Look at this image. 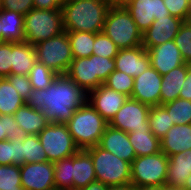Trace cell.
Masks as SVG:
<instances>
[{"label": "cell", "instance_id": "1", "mask_svg": "<svg viewBox=\"0 0 191 190\" xmlns=\"http://www.w3.org/2000/svg\"><path fill=\"white\" fill-rule=\"evenodd\" d=\"M86 101L81 87L66 74H58L46 89H32L26 104L41 110L50 123L66 124Z\"/></svg>", "mask_w": 191, "mask_h": 190}, {"label": "cell", "instance_id": "2", "mask_svg": "<svg viewBox=\"0 0 191 190\" xmlns=\"http://www.w3.org/2000/svg\"><path fill=\"white\" fill-rule=\"evenodd\" d=\"M111 6L105 0H67L61 7L64 31H103Z\"/></svg>", "mask_w": 191, "mask_h": 190}, {"label": "cell", "instance_id": "3", "mask_svg": "<svg viewBox=\"0 0 191 190\" xmlns=\"http://www.w3.org/2000/svg\"><path fill=\"white\" fill-rule=\"evenodd\" d=\"M76 146L88 149L98 145L109 123L86 101L66 123Z\"/></svg>", "mask_w": 191, "mask_h": 190}, {"label": "cell", "instance_id": "4", "mask_svg": "<svg viewBox=\"0 0 191 190\" xmlns=\"http://www.w3.org/2000/svg\"><path fill=\"white\" fill-rule=\"evenodd\" d=\"M91 154L96 181L110 186H120L131 182V164L113 153L95 145L86 149Z\"/></svg>", "mask_w": 191, "mask_h": 190}, {"label": "cell", "instance_id": "5", "mask_svg": "<svg viewBox=\"0 0 191 190\" xmlns=\"http://www.w3.org/2000/svg\"><path fill=\"white\" fill-rule=\"evenodd\" d=\"M103 32L119 49L142 45V32L124 6L109 8Z\"/></svg>", "mask_w": 191, "mask_h": 190}, {"label": "cell", "instance_id": "6", "mask_svg": "<svg viewBox=\"0 0 191 190\" xmlns=\"http://www.w3.org/2000/svg\"><path fill=\"white\" fill-rule=\"evenodd\" d=\"M64 32L62 10L35 9L24 15V36L33 46Z\"/></svg>", "mask_w": 191, "mask_h": 190}, {"label": "cell", "instance_id": "7", "mask_svg": "<svg viewBox=\"0 0 191 190\" xmlns=\"http://www.w3.org/2000/svg\"><path fill=\"white\" fill-rule=\"evenodd\" d=\"M36 60L53 72L66 74L74 59L67 32L34 45Z\"/></svg>", "mask_w": 191, "mask_h": 190}, {"label": "cell", "instance_id": "8", "mask_svg": "<svg viewBox=\"0 0 191 190\" xmlns=\"http://www.w3.org/2000/svg\"><path fill=\"white\" fill-rule=\"evenodd\" d=\"M133 186L165 185L168 157L161 151L153 155L136 157L131 163Z\"/></svg>", "mask_w": 191, "mask_h": 190}, {"label": "cell", "instance_id": "9", "mask_svg": "<svg viewBox=\"0 0 191 190\" xmlns=\"http://www.w3.org/2000/svg\"><path fill=\"white\" fill-rule=\"evenodd\" d=\"M38 138L49 162L71 157L79 150L66 124L49 123L38 134Z\"/></svg>", "mask_w": 191, "mask_h": 190}, {"label": "cell", "instance_id": "10", "mask_svg": "<svg viewBox=\"0 0 191 190\" xmlns=\"http://www.w3.org/2000/svg\"><path fill=\"white\" fill-rule=\"evenodd\" d=\"M150 106L132 98H128L116 115L110 120L113 128L132 133L134 130H150Z\"/></svg>", "mask_w": 191, "mask_h": 190}, {"label": "cell", "instance_id": "11", "mask_svg": "<svg viewBox=\"0 0 191 190\" xmlns=\"http://www.w3.org/2000/svg\"><path fill=\"white\" fill-rule=\"evenodd\" d=\"M20 173L23 190L55 189L53 162L25 163L20 166Z\"/></svg>", "mask_w": 191, "mask_h": 190}, {"label": "cell", "instance_id": "12", "mask_svg": "<svg viewBox=\"0 0 191 190\" xmlns=\"http://www.w3.org/2000/svg\"><path fill=\"white\" fill-rule=\"evenodd\" d=\"M162 75L152 66L134 77L131 98L150 107L160 105Z\"/></svg>", "mask_w": 191, "mask_h": 190}, {"label": "cell", "instance_id": "13", "mask_svg": "<svg viewBox=\"0 0 191 190\" xmlns=\"http://www.w3.org/2000/svg\"><path fill=\"white\" fill-rule=\"evenodd\" d=\"M124 7L142 34L155 19L170 15L163 0H130Z\"/></svg>", "mask_w": 191, "mask_h": 190}, {"label": "cell", "instance_id": "14", "mask_svg": "<svg viewBox=\"0 0 191 190\" xmlns=\"http://www.w3.org/2000/svg\"><path fill=\"white\" fill-rule=\"evenodd\" d=\"M129 97L101 84L87 93L89 104L109 123Z\"/></svg>", "mask_w": 191, "mask_h": 190}, {"label": "cell", "instance_id": "15", "mask_svg": "<svg viewBox=\"0 0 191 190\" xmlns=\"http://www.w3.org/2000/svg\"><path fill=\"white\" fill-rule=\"evenodd\" d=\"M183 22L180 18L172 15L155 19L142 34V46L148 49L174 40Z\"/></svg>", "mask_w": 191, "mask_h": 190}, {"label": "cell", "instance_id": "16", "mask_svg": "<svg viewBox=\"0 0 191 190\" xmlns=\"http://www.w3.org/2000/svg\"><path fill=\"white\" fill-rule=\"evenodd\" d=\"M146 50L150 57V65L161 75L186 63L173 40Z\"/></svg>", "mask_w": 191, "mask_h": 190}, {"label": "cell", "instance_id": "17", "mask_svg": "<svg viewBox=\"0 0 191 190\" xmlns=\"http://www.w3.org/2000/svg\"><path fill=\"white\" fill-rule=\"evenodd\" d=\"M115 70L126 73L133 78L142 74L150 67V57L147 50L142 46L119 49L114 58Z\"/></svg>", "mask_w": 191, "mask_h": 190}, {"label": "cell", "instance_id": "18", "mask_svg": "<svg viewBox=\"0 0 191 190\" xmlns=\"http://www.w3.org/2000/svg\"><path fill=\"white\" fill-rule=\"evenodd\" d=\"M98 145L130 164L136 158L134 148L128 138V133L113 128L110 125L104 130Z\"/></svg>", "mask_w": 191, "mask_h": 190}, {"label": "cell", "instance_id": "19", "mask_svg": "<svg viewBox=\"0 0 191 190\" xmlns=\"http://www.w3.org/2000/svg\"><path fill=\"white\" fill-rule=\"evenodd\" d=\"M66 75L86 93L103 84L95 74L94 59L92 56L74 58Z\"/></svg>", "mask_w": 191, "mask_h": 190}, {"label": "cell", "instance_id": "20", "mask_svg": "<svg viewBox=\"0 0 191 190\" xmlns=\"http://www.w3.org/2000/svg\"><path fill=\"white\" fill-rule=\"evenodd\" d=\"M160 144L167 157L191 150V124L174 125L160 139Z\"/></svg>", "mask_w": 191, "mask_h": 190}, {"label": "cell", "instance_id": "21", "mask_svg": "<svg viewBox=\"0 0 191 190\" xmlns=\"http://www.w3.org/2000/svg\"><path fill=\"white\" fill-rule=\"evenodd\" d=\"M191 175V150L168 157L166 186L184 188L186 178Z\"/></svg>", "mask_w": 191, "mask_h": 190}, {"label": "cell", "instance_id": "22", "mask_svg": "<svg viewBox=\"0 0 191 190\" xmlns=\"http://www.w3.org/2000/svg\"><path fill=\"white\" fill-rule=\"evenodd\" d=\"M73 190H79L96 181L91 154L86 149H79L72 156Z\"/></svg>", "mask_w": 191, "mask_h": 190}, {"label": "cell", "instance_id": "23", "mask_svg": "<svg viewBox=\"0 0 191 190\" xmlns=\"http://www.w3.org/2000/svg\"><path fill=\"white\" fill-rule=\"evenodd\" d=\"M188 74V63L172 69L167 74L162 75L160 89V105L171 102L179 98L182 85Z\"/></svg>", "mask_w": 191, "mask_h": 190}, {"label": "cell", "instance_id": "24", "mask_svg": "<svg viewBox=\"0 0 191 190\" xmlns=\"http://www.w3.org/2000/svg\"><path fill=\"white\" fill-rule=\"evenodd\" d=\"M0 27L3 42H23L24 15L14 10L0 9Z\"/></svg>", "mask_w": 191, "mask_h": 190}, {"label": "cell", "instance_id": "25", "mask_svg": "<svg viewBox=\"0 0 191 190\" xmlns=\"http://www.w3.org/2000/svg\"><path fill=\"white\" fill-rule=\"evenodd\" d=\"M13 117L26 135H38L50 123L41 110L33 109L26 103L13 114Z\"/></svg>", "mask_w": 191, "mask_h": 190}, {"label": "cell", "instance_id": "26", "mask_svg": "<svg viewBox=\"0 0 191 190\" xmlns=\"http://www.w3.org/2000/svg\"><path fill=\"white\" fill-rule=\"evenodd\" d=\"M36 61L35 48L32 44L26 41L12 42L11 74L28 76Z\"/></svg>", "mask_w": 191, "mask_h": 190}, {"label": "cell", "instance_id": "27", "mask_svg": "<svg viewBox=\"0 0 191 190\" xmlns=\"http://www.w3.org/2000/svg\"><path fill=\"white\" fill-rule=\"evenodd\" d=\"M136 157L153 155L161 152L160 139L156 137L151 130H134L128 133Z\"/></svg>", "mask_w": 191, "mask_h": 190}, {"label": "cell", "instance_id": "28", "mask_svg": "<svg viewBox=\"0 0 191 190\" xmlns=\"http://www.w3.org/2000/svg\"><path fill=\"white\" fill-rule=\"evenodd\" d=\"M26 101L6 78H0V115H13Z\"/></svg>", "mask_w": 191, "mask_h": 190}, {"label": "cell", "instance_id": "29", "mask_svg": "<svg viewBox=\"0 0 191 190\" xmlns=\"http://www.w3.org/2000/svg\"><path fill=\"white\" fill-rule=\"evenodd\" d=\"M65 32H67L74 58H86L93 55L95 33H89L85 31Z\"/></svg>", "mask_w": 191, "mask_h": 190}, {"label": "cell", "instance_id": "30", "mask_svg": "<svg viewBox=\"0 0 191 190\" xmlns=\"http://www.w3.org/2000/svg\"><path fill=\"white\" fill-rule=\"evenodd\" d=\"M148 121L151 132L159 139L165 136L168 130L174 126L168 112L162 105L150 107Z\"/></svg>", "mask_w": 191, "mask_h": 190}, {"label": "cell", "instance_id": "31", "mask_svg": "<svg viewBox=\"0 0 191 190\" xmlns=\"http://www.w3.org/2000/svg\"><path fill=\"white\" fill-rule=\"evenodd\" d=\"M174 125L191 124V100L177 98L162 105Z\"/></svg>", "mask_w": 191, "mask_h": 190}, {"label": "cell", "instance_id": "32", "mask_svg": "<svg viewBox=\"0 0 191 190\" xmlns=\"http://www.w3.org/2000/svg\"><path fill=\"white\" fill-rule=\"evenodd\" d=\"M54 181L57 190H73L72 156L54 162Z\"/></svg>", "mask_w": 191, "mask_h": 190}, {"label": "cell", "instance_id": "33", "mask_svg": "<svg viewBox=\"0 0 191 190\" xmlns=\"http://www.w3.org/2000/svg\"><path fill=\"white\" fill-rule=\"evenodd\" d=\"M25 163L46 162L47 156L38 135H26L22 139Z\"/></svg>", "mask_w": 191, "mask_h": 190}, {"label": "cell", "instance_id": "34", "mask_svg": "<svg viewBox=\"0 0 191 190\" xmlns=\"http://www.w3.org/2000/svg\"><path fill=\"white\" fill-rule=\"evenodd\" d=\"M56 76L55 72L38 61L34 63L28 75L32 89H46Z\"/></svg>", "mask_w": 191, "mask_h": 190}, {"label": "cell", "instance_id": "35", "mask_svg": "<svg viewBox=\"0 0 191 190\" xmlns=\"http://www.w3.org/2000/svg\"><path fill=\"white\" fill-rule=\"evenodd\" d=\"M103 84L108 88L131 98L134 87V78L124 72L114 70Z\"/></svg>", "mask_w": 191, "mask_h": 190}, {"label": "cell", "instance_id": "36", "mask_svg": "<svg viewBox=\"0 0 191 190\" xmlns=\"http://www.w3.org/2000/svg\"><path fill=\"white\" fill-rule=\"evenodd\" d=\"M0 190H23L20 166L0 165Z\"/></svg>", "mask_w": 191, "mask_h": 190}, {"label": "cell", "instance_id": "37", "mask_svg": "<svg viewBox=\"0 0 191 190\" xmlns=\"http://www.w3.org/2000/svg\"><path fill=\"white\" fill-rule=\"evenodd\" d=\"M25 136L24 130L17 124L13 115H0V141H14Z\"/></svg>", "mask_w": 191, "mask_h": 190}, {"label": "cell", "instance_id": "38", "mask_svg": "<svg viewBox=\"0 0 191 190\" xmlns=\"http://www.w3.org/2000/svg\"><path fill=\"white\" fill-rule=\"evenodd\" d=\"M174 43L179 48L186 63L191 64V22L184 21L179 32L174 38Z\"/></svg>", "mask_w": 191, "mask_h": 190}, {"label": "cell", "instance_id": "39", "mask_svg": "<svg viewBox=\"0 0 191 190\" xmlns=\"http://www.w3.org/2000/svg\"><path fill=\"white\" fill-rule=\"evenodd\" d=\"M119 48L116 44L102 31L95 34L93 44V54L106 58H115Z\"/></svg>", "mask_w": 191, "mask_h": 190}, {"label": "cell", "instance_id": "40", "mask_svg": "<svg viewBox=\"0 0 191 190\" xmlns=\"http://www.w3.org/2000/svg\"><path fill=\"white\" fill-rule=\"evenodd\" d=\"M170 15L189 21L191 16V0H163Z\"/></svg>", "mask_w": 191, "mask_h": 190}, {"label": "cell", "instance_id": "41", "mask_svg": "<svg viewBox=\"0 0 191 190\" xmlns=\"http://www.w3.org/2000/svg\"><path fill=\"white\" fill-rule=\"evenodd\" d=\"M92 57L94 59L95 74L104 83L108 76L115 70L114 58H106L94 54Z\"/></svg>", "mask_w": 191, "mask_h": 190}, {"label": "cell", "instance_id": "42", "mask_svg": "<svg viewBox=\"0 0 191 190\" xmlns=\"http://www.w3.org/2000/svg\"><path fill=\"white\" fill-rule=\"evenodd\" d=\"M12 42L0 43V78L11 74Z\"/></svg>", "mask_w": 191, "mask_h": 190}, {"label": "cell", "instance_id": "43", "mask_svg": "<svg viewBox=\"0 0 191 190\" xmlns=\"http://www.w3.org/2000/svg\"><path fill=\"white\" fill-rule=\"evenodd\" d=\"M14 88L18 91L20 96L27 101L31 92L32 86L27 75L10 74L6 77Z\"/></svg>", "mask_w": 191, "mask_h": 190}, {"label": "cell", "instance_id": "44", "mask_svg": "<svg viewBox=\"0 0 191 190\" xmlns=\"http://www.w3.org/2000/svg\"><path fill=\"white\" fill-rule=\"evenodd\" d=\"M34 8L33 0H1L0 9L14 10L26 15Z\"/></svg>", "mask_w": 191, "mask_h": 190}, {"label": "cell", "instance_id": "45", "mask_svg": "<svg viewBox=\"0 0 191 190\" xmlns=\"http://www.w3.org/2000/svg\"><path fill=\"white\" fill-rule=\"evenodd\" d=\"M14 165V143L9 140L0 141V165Z\"/></svg>", "mask_w": 191, "mask_h": 190}, {"label": "cell", "instance_id": "46", "mask_svg": "<svg viewBox=\"0 0 191 190\" xmlns=\"http://www.w3.org/2000/svg\"><path fill=\"white\" fill-rule=\"evenodd\" d=\"M67 0H33L35 9L55 10L61 9Z\"/></svg>", "mask_w": 191, "mask_h": 190}, {"label": "cell", "instance_id": "47", "mask_svg": "<svg viewBox=\"0 0 191 190\" xmlns=\"http://www.w3.org/2000/svg\"><path fill=\"white\" fill-rule=\"evenodd\" d=\"M11 142L14 143V165L21 166L25 164V156L23 155L22 139L18 138Z\"/></svg>", "mask_w": 191, "mask_h": 190}, {"label": "cell", "instance_id": "48", "mask_svg": "<svg viewBox=\"0 0 191 190\" xmlns=\"http://www.w3.org/2000/svg\"><path fill=\"white\" fill-rule=\"evenodd\" d=\"M179 98L191 100V64L188 63V74L179 93Z\"/></svg>", "mask_w": 191, "mask_h": 190}, {"label": "cell", "instance_id": "49", "mask_svg": "<svg viewBox=\"0 0 191 190\" xmlns=\"http://www.w3.org/2000/svg\"><path fill=\"white\" fill-rule=\"evenodd\" d=\"M108 186L101 183L100 181H94L89 183L87 186L80 188L79 190H107Z\"/></svg>", "mask_w": 191, "mask_h": 190}, {"label": "cell", "instance_id": "50", "mask_svg": "<svg viewBox=\"0 0 191 190\" xmlns=\"http://www.w3.org/2000/svg\"><path fill=\"white\" fill-rule=\"evenodd\" d=\"M164 185L134 186V190H163Z\"/></svg>", "mask_w": 191, "mask_h": 190}, {"label": "cell", "instance_id": "51", "mask_svg": "<svg viewBox=\"0 0 191 190\" xmlns=\"http://www.w3.org/2000/svg\"><path fill=\"white\" fill-rule=\"evenodd\" d=\"M111 7L125 6L130 0H105Z\"/></svg>", "mask_w": 191, "mask_h": 190}, {"label": "cell", "instance_id": "52", "mask_svg": "<svg viewBox=\"0 0 191 190\" xmlns=\"http://www.w3.org/2000/svg\"><path fill=\"white\" fill-rule=\"evenodd\" d=\"M107 190H134V186L132 184L110 186Z\"/></svg>", "mask_w": 191, "mask_h": 190}, {"label": "cell", "instance_id": "53", "mask_svg": "<svg viewBox=\"0 0 191 190\" xmlns=\"http://www.w3.org/2000/svg\"><path fill=\"white\" fill-rule=\"evenodd\" d=\"M184 190H191V175L186 178L185 186L183 188Z\"/></svg>", "mask_w": 191, "mask_h": 190}, {"label": "cell", "instance_id": "54", "mask_svg": "<svg viewBox=\"0 0 191 190\" xmlns=\"http://www.w3.org/2000/svg\"><path fill=\"white\" fill-rule=\"evenodd\" d=\"M163 190H184V189L178 188V187H168V186L164 185Z\"/></svg>", "mask_w": 191, "mask_h": 190}, {"label": "cell", "instance_id": "55", "mask_svg": "<svg viewBox=\"0 0 191 190\" xmlns=\"http://www.w3.org/2000/svg\"><path fill=\"white\" fill-rule=\"evenodd\" d=\"M0 43H3V36H2V33H1V27H0Z\"/></svg>", "mask_w": 191, "mask_h": 190}]
</instances>
